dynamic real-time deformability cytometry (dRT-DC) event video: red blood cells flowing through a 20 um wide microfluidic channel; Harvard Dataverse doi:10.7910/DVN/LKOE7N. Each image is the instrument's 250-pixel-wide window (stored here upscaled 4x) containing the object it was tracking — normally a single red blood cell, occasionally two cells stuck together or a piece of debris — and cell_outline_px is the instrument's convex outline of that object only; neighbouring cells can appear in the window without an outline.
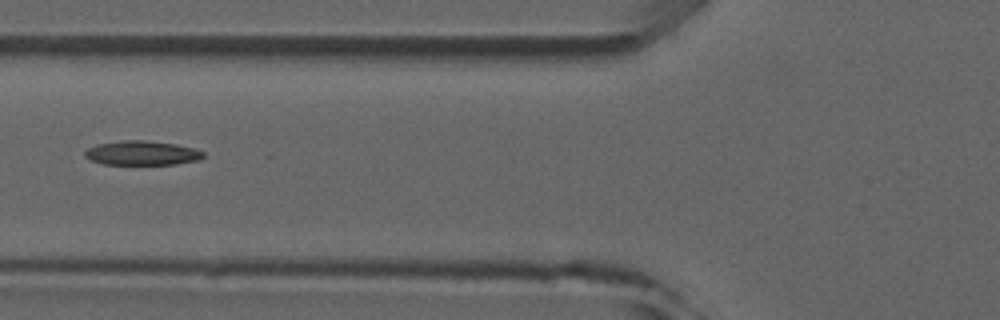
{"species": "common noctule bat (a hibernating species)", "species_latin": "Nyctalus noctula", "temperature_condition": "room temperature", "stored_images_in_passage": 2, "camera_frame_rate_fps": 3000, "um_per_image_px": 0.085, "animal": {"sex": "male", "forearm_length_mm": 52.5}, "frame": {"image": 1, "passage_image": 2, "time_ms": 1.0, "image_size_px": [1000, 320], "cell_outline_px": [[204, 156], [200, 160], [176, 164], [104, 164], [88, 160], [84, 156], [84, 152], [88, 148], [100, 144], [120, 140], [144, 140], [176, 144], [196, 148], [204, 152]], "centroid_in_image_um": [12.09, 13.01], "position_along_channel_um": 113.7, "area_um2": 16.88}}